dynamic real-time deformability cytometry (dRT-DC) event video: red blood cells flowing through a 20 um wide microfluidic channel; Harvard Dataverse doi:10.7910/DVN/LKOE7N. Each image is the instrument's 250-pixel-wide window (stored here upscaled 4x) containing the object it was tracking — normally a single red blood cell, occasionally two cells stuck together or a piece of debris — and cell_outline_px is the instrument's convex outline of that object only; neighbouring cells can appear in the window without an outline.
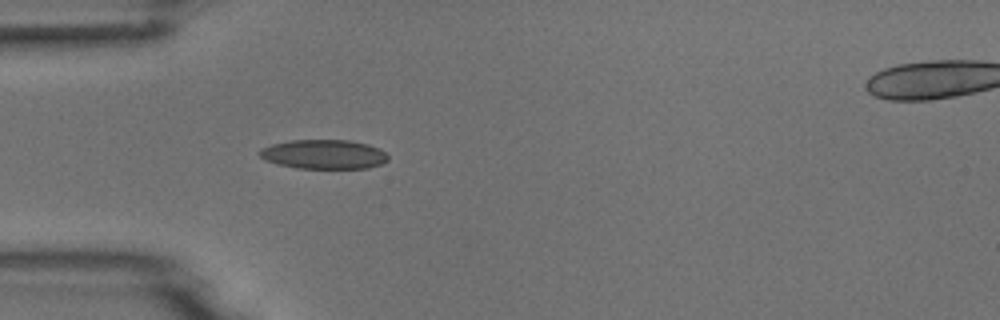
{"species": "common noctule bat (a hibernating species)", "species_latin": "Nyctalus noctula", "temperature_condition": "room temperature", "stored_images_in_passage": 2, "camera_frame_rate_fps": 3000, "um_per_image_px": 0.085, "animal": {"sex": "male", "body_mass_g": 18.8}, "frame": {"image": 1, "passage_image": 1, "time_ms": 0.0, "image_size_px": [1000, 320], "cell_outline_px": [[388, 160], [380, 164], [368, 168], [296, 168], [276, 164], [264, 160], [256, 152], [260, 148], [272, 144], [292, 140], [348, 140], [368, 144], [380, 148], [388, 156]], "centroid_in_image_um": [27.48, 13.11], "position_along_channel_um": 57.5, "area_um2": 22.08}}